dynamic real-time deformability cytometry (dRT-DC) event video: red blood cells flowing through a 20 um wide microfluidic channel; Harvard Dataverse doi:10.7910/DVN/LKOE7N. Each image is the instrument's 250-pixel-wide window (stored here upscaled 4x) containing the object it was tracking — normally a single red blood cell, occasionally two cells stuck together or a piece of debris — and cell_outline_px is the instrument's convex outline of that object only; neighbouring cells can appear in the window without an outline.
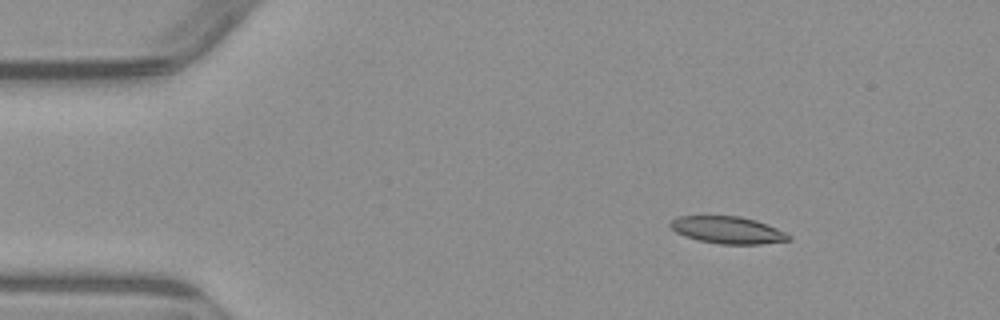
{"species": "common noctule bat (a hibernating species)", "species_latin": "Nyctalus noctula", "temperature_condition": "warm", "stored_images_in_passage": 5, "camera_frame_rate_fps": 3000, "um_per_image_px": 0.085, "animal": {"sex": "male", "body_mass_g": 23.1, "forearm_length_mm": 52.7}, "frame": {"image": 1, "passage_image": 2, "time_ms": 1.667, "image_size_px": [1000, 320], "cell_outline_px": [[792, 240], [760, 244], [720, 244], [700, 240], [684, 236], [676, 232], [668, 224], [676, 216], [740, 216], [756, 220], [768, 224], [792, 236]], "centroid_in_image_um": [61.87, 19.55], "position_along_channel_um": 23.1, "area_um2": 18.73}}
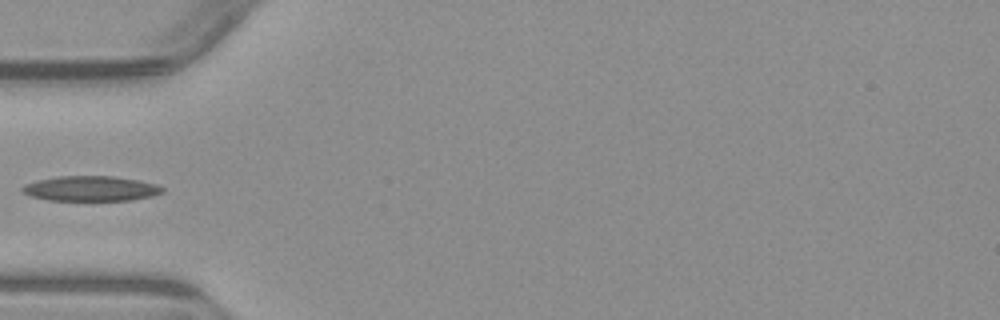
{"frame": {"image": 2, "passage_image": 4, "time_ms": 5.0, "image_size_px": [1000, 320], "cell_outline_px": [[164, 192], [152, 196], [128, 200], [48, 200], [32, 196], [24, 192], [20, 188], [24, 184], [36, 180], [56, 176], [112, 176], [140, 180], [156, 184], [164, 188]], "centroid_in_image_um": [7.72, 16.01], "position_along_channel_um": 77.3, "area_um2": 20.46}}
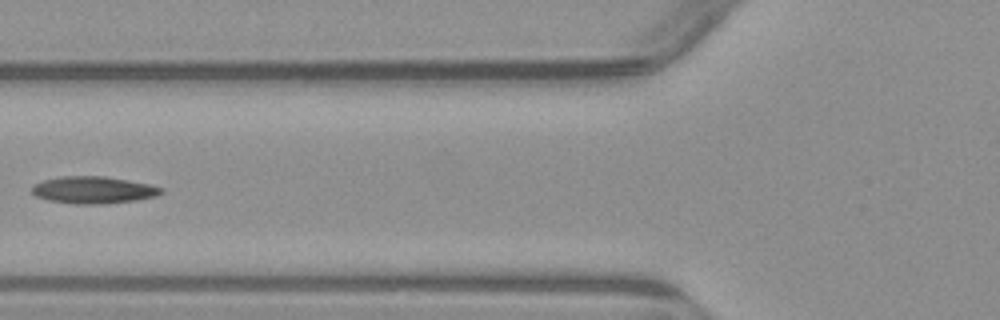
{"frame": {"image": 3, "passage_image": 5, "time_ms": 6.0, "image_size_px": [1000, 320], "cell_outline_px": [[164, 192], [156, 196], [136, 200], [100, 204], [76, 204], [48, 200], [36, 196], [32, 192], [32, 184], [44, 180], [64, 176], [104, 176], [152, 184], [164, 188]], "centroid_in_image_um": [7.97, 16.14], "position_along_channel_um": 117.8, "area_um2": 20.46}}